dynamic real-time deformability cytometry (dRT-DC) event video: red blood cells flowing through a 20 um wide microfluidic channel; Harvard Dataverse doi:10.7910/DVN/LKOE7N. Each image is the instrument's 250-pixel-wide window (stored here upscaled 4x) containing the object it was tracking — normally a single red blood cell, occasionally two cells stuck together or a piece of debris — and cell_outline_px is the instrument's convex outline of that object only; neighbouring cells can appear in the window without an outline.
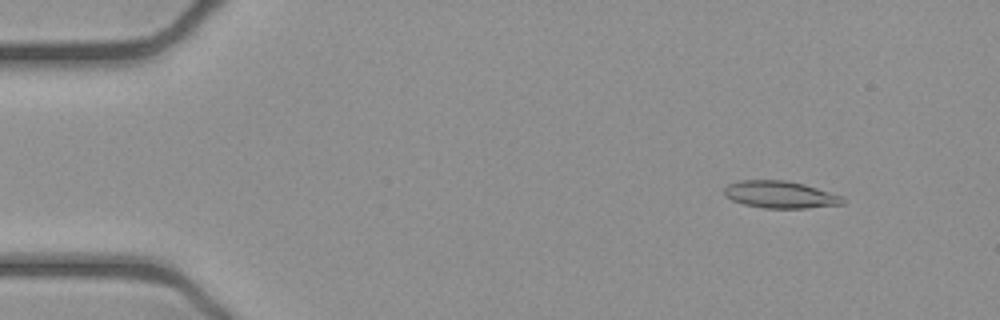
{"species": "common noctule bat (a hibernating species)", "species_latin": "Nyctalus noctula", "temperature_condition": "cold", "stored_images_in_passage": 50, "camera_frame_rate_fps": 3000, "um_per_image_px": 0.085, "animal": {"sex": "female", "body_mass_g": 21.9}, "frame": {"image": 1, "passage_image": 4, "time_ms": 1.0, "image_size_px": [1000, 320], "cell_outline_px": [[848, 200], [844, 204], [804, 208], [764, 208], [744, 204], [732, 200], [724, 196], [724, 188], [728, 184], [736, 180], [788, 180], [804, 184], [844, 196]], "centroid_in_image_um": [66.34, 16.53], "position_along_channel_um": 18.7, "area_um2": 19.02}}
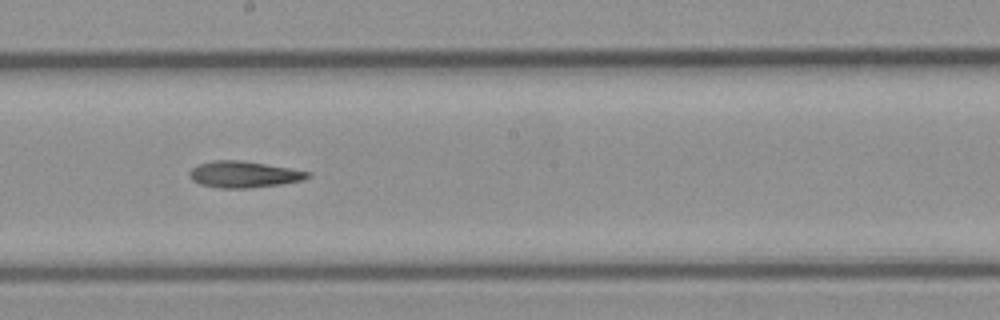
{"frame": {"image": 2, "passage_image": 27, "time_ms": 8.667, "image_size_px": [1000, 320], "cell_outline_px": [[312, 176], [304, 180], [280, 184], [248, 188], [220, 188], [200, 184], [192, 180], [188, 172], [192, 168], [200, 164], [212, 160], [240, 160], [312, 172]], "centroid_in_image_um": [20.73, 14.82], "position_along_channel_um": 227.5, "area_um2": 18.09}}
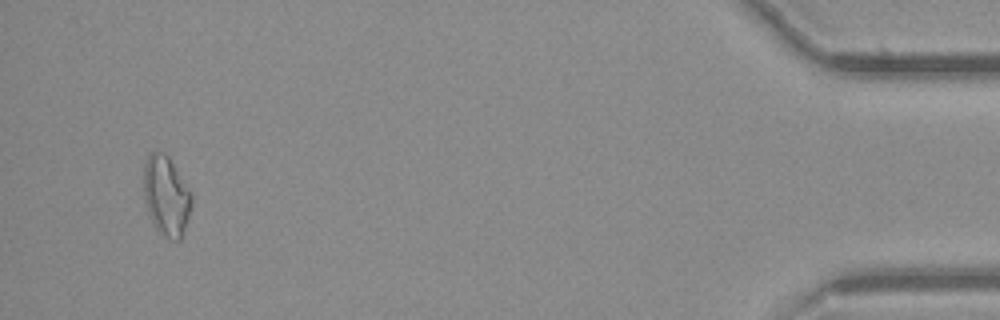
{"frame": {"image": 3, "passage_image": 48, "time_ms": 15.667, "image_size_px": [1000, 320], "cell_outline_px": [[192, 200], [188, 220], [180, 240], [172, 240], [156, 232], [148, 212], [144, 200], [144, 164], [148, 156], [152, 152], [164, 152], [168, 156], [192, 192]], "centroid_in_image_um": [14.13, 16.67], "position_along_channel_um": 421.1, "area_um2": 22.43}}